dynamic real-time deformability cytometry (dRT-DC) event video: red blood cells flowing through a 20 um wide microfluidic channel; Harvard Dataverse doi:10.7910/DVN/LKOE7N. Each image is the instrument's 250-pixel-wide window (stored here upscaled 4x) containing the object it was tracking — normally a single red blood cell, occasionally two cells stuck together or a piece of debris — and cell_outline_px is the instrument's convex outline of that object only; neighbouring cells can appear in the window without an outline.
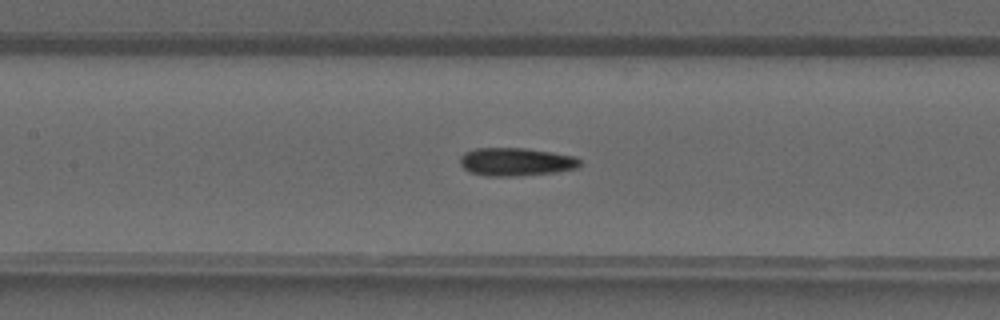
{"species": "common noctule bat (a hibernating species)", "species_latin": "Nyctalus noctula", "temperature_condition": "warm", "stored_images_in_passage": 35, "camera_frame_rate_fps": 3000, "um_per_image_px": 0.085, "animal": {"sex": "male", "forearm_length_mm": 52.5}, "frame": {"image": 1, "passage_image": 14, "time_ms": 4.333, "image_size_px": [1000, 320], "cell_outline_px": [[580, 168], [556, 172], [516, 176], [488, 176], [468, 172], [460, 164], [460, 156], [464, 152], [476, 148], [528, 148], [576, 156], [580, 160]], "centroid_in_image_um": [43.87, 13.75], "position_along_channel_um": 163.5, "area_um2": 19.88}}
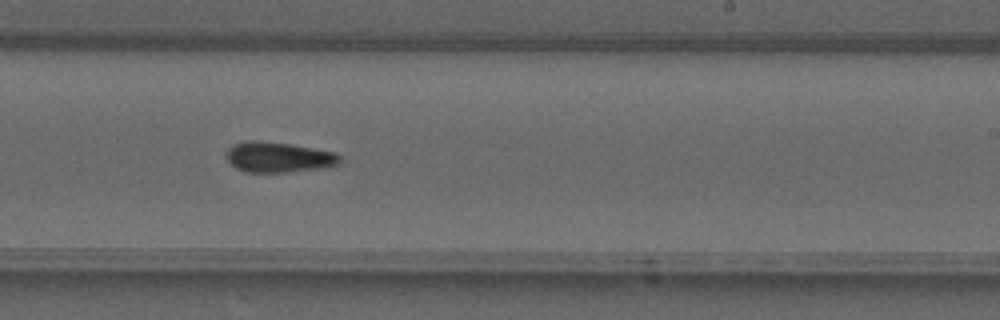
{"frame": {"image": 2, "passage_image": 20, "time_ms": 6.333, "image_size_px": [1000, 320], "cell_outline_px": [[340, 164], [324, 168], [284, 172], [244, 172], [236, 168], [228, 160], [228, 148], [232, 144], [244, 140], [260, 140], [288, 144], [336, 152], [340, 156]], "centroid_in_image_um": [23.67, 13.35], "position_along_channel_um": 265.3, "area_um2": 20.11}}
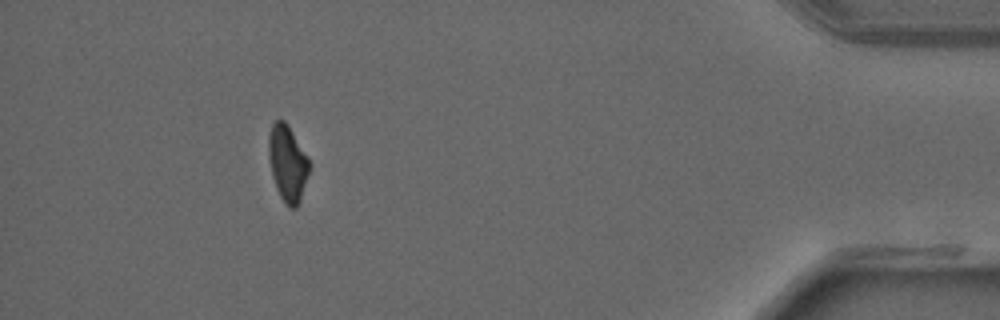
{"frame": {"image": 3, "passage_image": 32, "time_ms": 10.333, "image_size_px": [1000, 320], "cell_outline_px": [[308, 172], [300, 200], [296, 208], [288, 208], [280, 196], [276, 188], [272, 176], [268, 156], [268, 136], [272, 124], [276, 120], [284, 120], [288, 124], [308, 156]], "centroid_in_image_um": [24.41, 13.86], "position_along_channel_um": 410.8, "area_um2": 17.98}}